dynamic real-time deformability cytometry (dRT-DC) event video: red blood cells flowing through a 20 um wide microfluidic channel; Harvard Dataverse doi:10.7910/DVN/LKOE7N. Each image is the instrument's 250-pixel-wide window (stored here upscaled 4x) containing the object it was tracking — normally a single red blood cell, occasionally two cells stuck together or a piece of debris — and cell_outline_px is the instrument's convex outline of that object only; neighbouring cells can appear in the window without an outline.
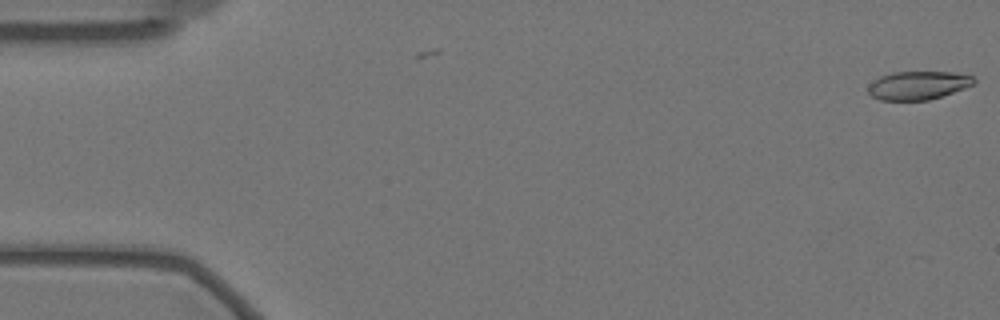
{"species": "Egyptian fruit bat (a non-hibernating species)", "species_latin": "Rousettus aegyptiacus", "temperature_condition": "warm", "stored_images_in_passage": 4, "camera_frame_rate_fps": 3000, "um_per_image_px": 0.085, "animal": {"sex": "female"}, "frame": {"image": 1, "passage_image": 4, "time_ms": 1.0, "image_size_px": [1000, 320], "cell_outline_px": [[976, 80], [972, 84], [964, 88], [928, 100], [880, 100], [872, 96], [868, 92], [868, 84], [880, 76], [892, 72], [956, 72], [972, 76]], "centroid_in_image_um": [78.0, 7.24], "position_along_channel_um": 7.0, "area_um2": 17.4}}